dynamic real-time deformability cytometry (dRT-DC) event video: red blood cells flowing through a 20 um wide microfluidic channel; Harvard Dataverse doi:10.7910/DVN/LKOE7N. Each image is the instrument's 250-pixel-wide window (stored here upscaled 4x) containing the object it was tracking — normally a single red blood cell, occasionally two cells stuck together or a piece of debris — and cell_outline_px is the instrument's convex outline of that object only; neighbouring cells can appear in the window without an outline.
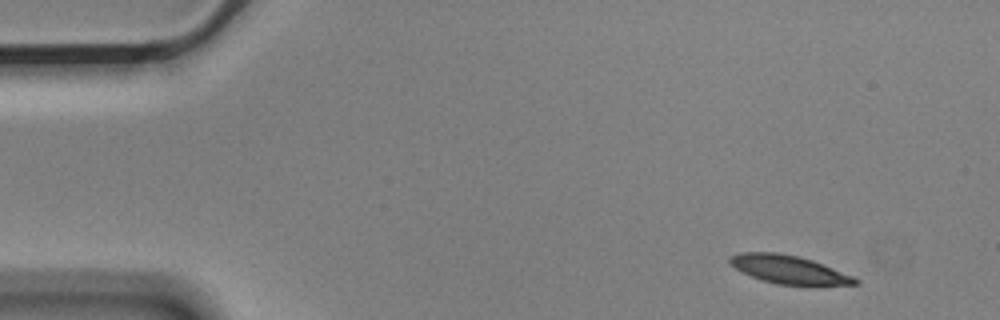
{"species": "Egyptian fruit bat (a non-hibernating species)", "species_latin": "Rousettus aegyptiacus", "temperature_condition": "cold", "stored_images_in_passage": 4, "camera_frame_rate_fps": 3000, "um_per_image_px": 0.085, "animal": {"sex": "male"}, "frame": {"image": 1, "passage_image": 1, "time_ms": 0.0, "image_size_px": [1000, 320], "cell_outline_px": [[860, 284], [776, 284], [752, 276], [728, 264], [728, 260], [732, 256], [740, 252], [780, 252], [800, 256], [812, 260], [852, 276], [860, 280]], "centroid_in_image_um": [67.01, 22.88], "position_along_channel_um": 18.0, "area_um2": 20.17}}
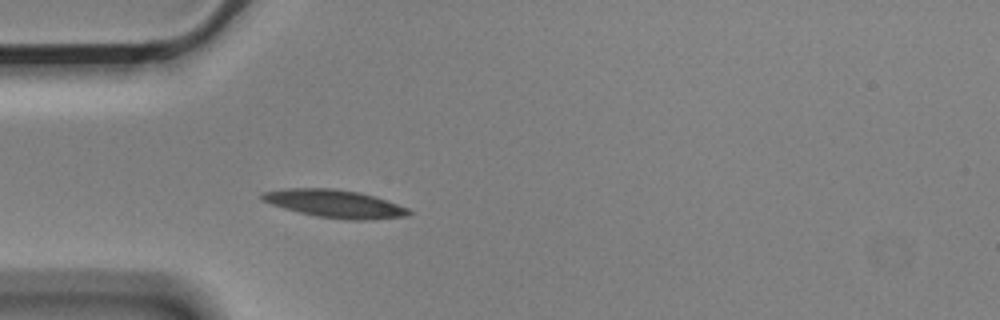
{"frame": {"image": 2, "passage_image": 4, "time_ms": 1.0, "image_size_px": [1000, 320], "cell_outline_px": [[412, 212], [408, 216], [372, 220], [348, 220], [316, 216], [284, 208], [260, 200], [260, 192], [288, 188], [332, 188], [356, 192], [376, 196], [408, 208]], "centroid_in_image_um": [28.46, 17.32], "position_along_channel_um": 56.5, "area_um2": 23.87}}